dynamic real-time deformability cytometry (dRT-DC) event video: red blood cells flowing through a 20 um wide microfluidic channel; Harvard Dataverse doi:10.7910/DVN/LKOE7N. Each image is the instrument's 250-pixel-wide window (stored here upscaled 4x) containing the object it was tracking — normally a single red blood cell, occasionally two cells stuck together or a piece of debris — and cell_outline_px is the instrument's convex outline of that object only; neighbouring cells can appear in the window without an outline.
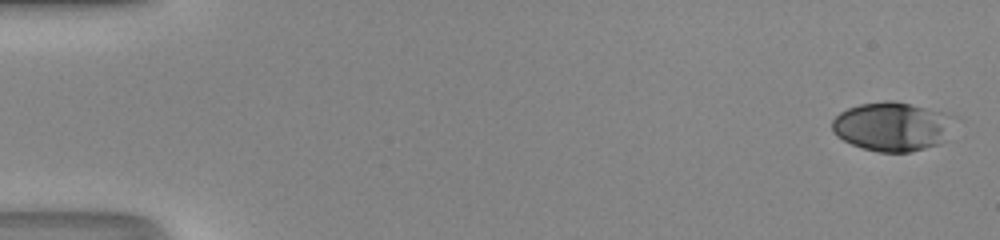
{"species": "human", "species_latin": "Homo sapiens", "temperature_condition": "room temperature", "stored_images_in_passage": 50, "camera_frame_rate_fps": 3000, "um_per_image_px": 0.085, "donor": {"sex": "male"}, "frame": {"image": 1, "passage_image": 1, "time_ms": 0.0, "image_size_px": [1000, 240], "cell_outline_px": [[964, 120], [948, 140], [940, 144], [908, 152], [880, 152], [864, 148], [852, 144], [836, 136], [832, 132], [832, 120], [840, 112], [848, 108], [860, 104], [884, 100], [892, 100], [944, 112], [960, 116]], "centroid_in_image_um": [76.02, 10.74], "position_along_channel_um": 9.0, "area_um2": 36.13}}
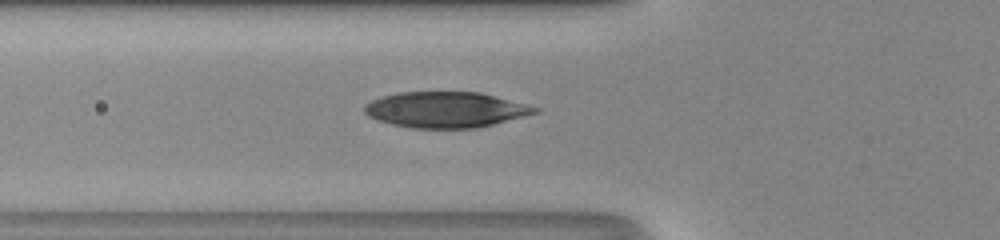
{"frame": {"image": 2, "passage_image": 19, "time_ms": 6.0, "image_size_px": [1000, 240], "cell_outline_px": [[540, 112], [476, 128], [412, 128], [392, 124], [376, 120], [368, 116], [364, 112], [364, 104], [372, 100], [384, 96], [400, 92], [480, 92], [528, 104], [540, 108]], "centroid_in_image_um": [37.88, 9.32], "position_along_channel_um": 87.9, "area_um2": 35.49}}
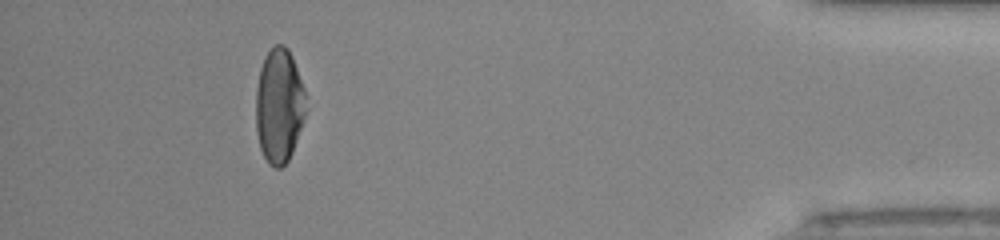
{"frame": {"image": 3, "passage_image": 46, "time_ms": 15.0, "image_size_px": [1000, 240], "cell_outline_px": [[304, 120], [292, 152], [288, 160], [280, 168], [276, 168], [268, 164], [260, 148], [256, 132], [256, 88], [260, 68], [264, 56], [276, 44], [284, 44], [288, 48], [292, 56], [304, 88]], "centroid_in_image_um": [23.7, 8.99], "position_along_channel_um": 411.5, "area_um2": 33.29}, "authors_computed_cell_mechanics": {"area_um2": 35.4892, "velocity_mm_per_s": 4.2163, "shape_relaxation_time_tau1_ms": 5.3327, "shape_relaxation_time_tau2_ms": 1.0925, "deformation_change_tau1": 0.233, "deformation_change_tau2": 0.0635}}